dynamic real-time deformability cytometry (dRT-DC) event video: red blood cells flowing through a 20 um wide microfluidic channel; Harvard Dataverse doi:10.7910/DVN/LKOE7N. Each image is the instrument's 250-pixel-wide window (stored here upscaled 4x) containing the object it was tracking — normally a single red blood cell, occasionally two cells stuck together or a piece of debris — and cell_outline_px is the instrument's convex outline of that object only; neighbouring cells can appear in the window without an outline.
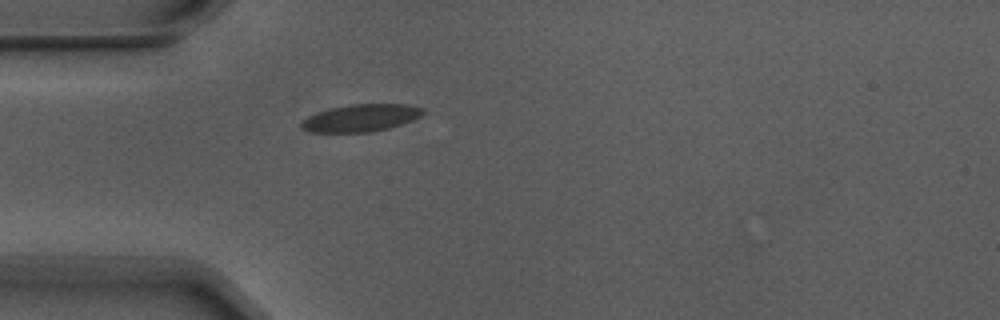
{"species": "Egyptian fruit bat (a non-hibernating species)", "species_latin": "Rousettus aegyptiacus", "temperature_condition": "warm", "stored_images_in_passage": 1, "camera_frame_rate_fps": 3000, "um_per_image_px": 0.085, "animal": {"sex": "male"}, "frame": {"image": 1, "passage_image": 1, "time_ms": 0.0, "image_size_px": [1000, 320], "cell_outline_px": [[424, 112], [420, 116], [412, 120], [388, 128], [368, 132], [308, 132], [300, 128], [300, 120], [316, 112], [332, 108], [352, 104], [404, 104], [424, 108]], "centroid_in_image_um": [30.61, 10.03], "position_along_channel_um": 54.4, "area_um2": 19.31}}